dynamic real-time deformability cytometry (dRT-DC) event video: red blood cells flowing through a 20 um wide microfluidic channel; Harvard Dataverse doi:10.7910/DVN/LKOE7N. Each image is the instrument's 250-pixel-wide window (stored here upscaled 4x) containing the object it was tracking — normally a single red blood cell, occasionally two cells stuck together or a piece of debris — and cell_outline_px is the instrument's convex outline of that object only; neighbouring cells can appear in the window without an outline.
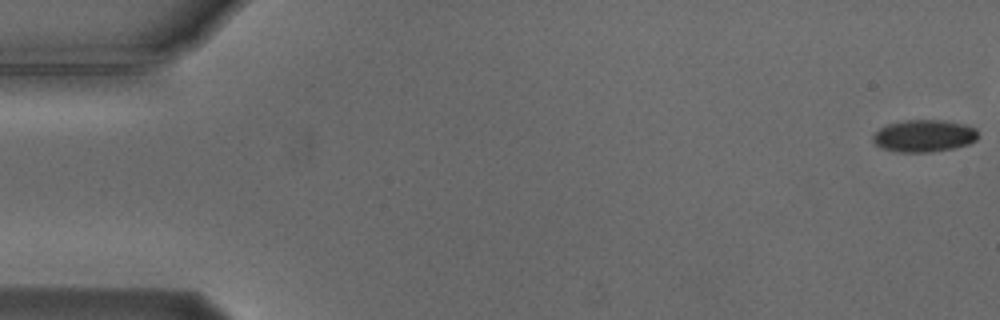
{"species": "Egyptian fruit bat (a non-hibernating species)", "species_latin": "Rousettus aegyptiacus", "temperature_condition": "cold", "stored_images_in_passage": 47, "camera_frame_rate_fps": 3000, "um_per_image_px": 0.085, "animal": {"sex": "male"}, "frame": {"image": 1, "passage_image": 1, "time_ms": 0.0, "image_size_px": [1000, 320], "cell_outline_px": [[980, 136], [976, 140], [968, 144], [952, 148], [932, 152], [896, 152], [884, 148], [876, 144], [872, 140], [872, 136], [880, 128], [888, 124], [904, 120], [944, 120], [968, 124], [976, 128]], "centroid_in_image_um": [78.59, 11.54], "position_along_channel_um": 6.4, "area_um2": 19.88}}
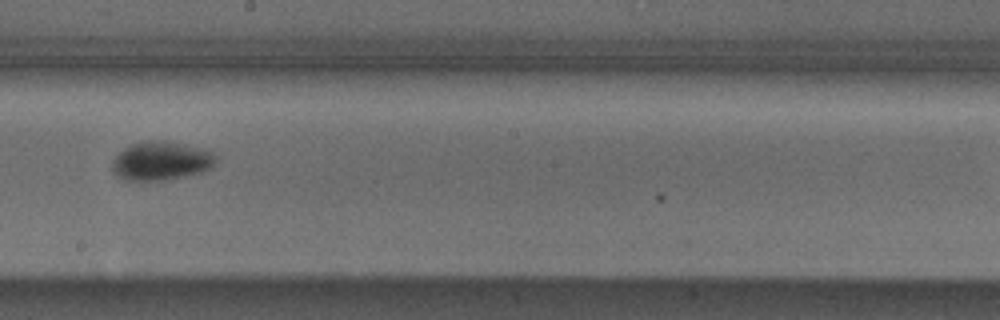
{"frame": {"image": 2, "passage_image": 31, "time_ms": 10.0, "image_size_px": [1000, 320], "cell_outline_px": [[216, 160], [208, 168], [200, 172], [184, 176], [164, 180], [124, 180], [116, 176], [112, 172], [112, 160], [124, 148], [132, 144], [144, 140], [164, 140], [204, 148], [212, 152], [216, 156]], "centroid_in_image_um": [13.65, 13.66], "position_along_channel_um": 234.6, "area_um2": 23.41}}
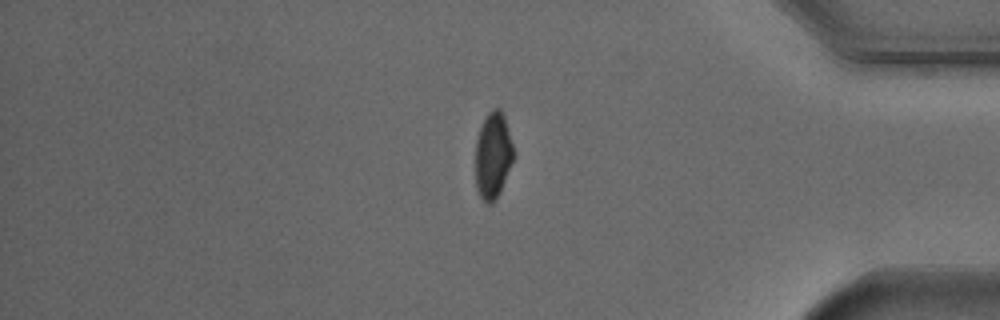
{"frame": {"image": 3, "passage_image": 46, "time_ms": 15.0, "image_size_px": [1000, 320], "cell_outline_px": [[512, 160], [500, 192], [492, 204], [488, 204], [480, 196], [476, 188], [476, 140], [480, 128], [488, 112], [492, 108], [500, 108], [504, 116], [512, 144]], "centroid_in_image_um": [41.88, 13.21], "position_along_channel_um": 393.3, "area_um2": 18.73}}